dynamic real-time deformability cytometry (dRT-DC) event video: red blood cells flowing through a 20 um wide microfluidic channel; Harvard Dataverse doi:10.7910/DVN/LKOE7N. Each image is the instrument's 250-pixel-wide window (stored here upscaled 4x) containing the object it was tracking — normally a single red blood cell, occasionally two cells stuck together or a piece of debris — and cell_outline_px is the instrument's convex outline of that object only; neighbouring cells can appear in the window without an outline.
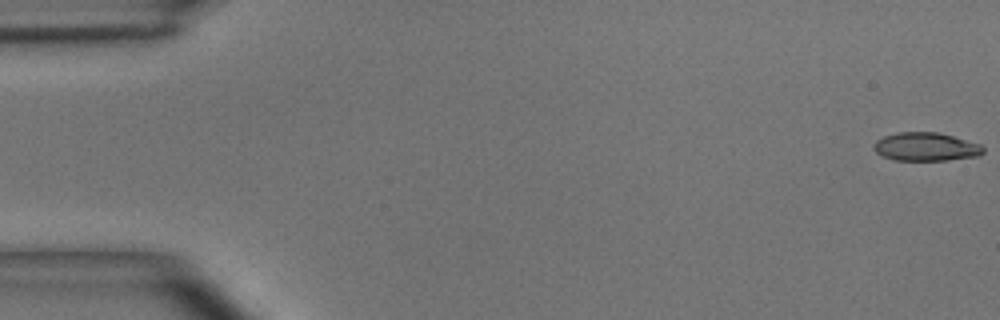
{"species": "common noctule bat (a hibernating species)", "species_latin": "Nyctalus noctula", "temperature_condition": "room temperature", "stored_images_in_passage": 47, "camera_frame_rate_fps": 3000, "um_per_image_px": 0.085, "animal": {"sex": "male", "body_mass_g": 15.6}, "frame": {"image": 1, "passage_image": 1, "time_ms": 0.0, "image_size_px": [1000, 320], "cell_outline_px": [[984, 152], [980, 156], [948, 160], [896, 160], [884, 156], [876, 152], [872, 148], [872, 144], [876, 140], [884, 136], [896, 132], [936, 132], [952, 136], [980, 144], [984, 148]], "centroid_in_image_um": [78.69, 12.47], "position_along_channel_um": 6.3, "area_um2": 18.15}}
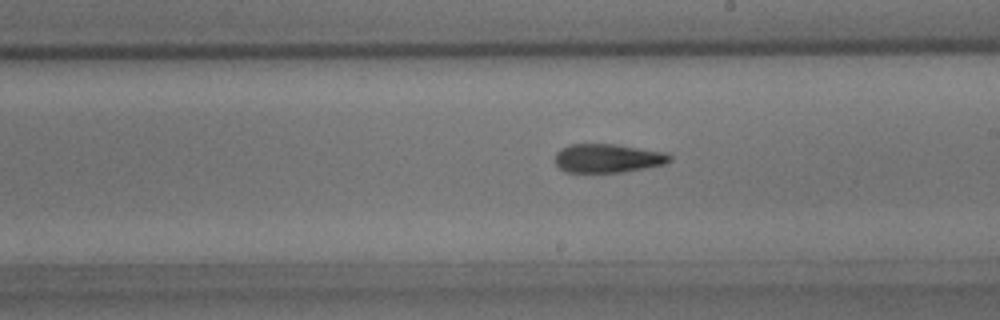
{"frame": {"image": 2, "passage_image": 29, "time_ms": 9.333, "image_size_px": [1000, 320], "cell_outline_px": [[672, 160], [664, 164], [624, 172], [568, 172], [560, 168], [556, 164], [556, 152], [560, 148], [572, 144], [616, 144], [664, 152], [672, 156]], "centroid_in_image_um": [51.66, 13.44], "position_along_channel_um": 237.3, "area_um2": 19.13}}
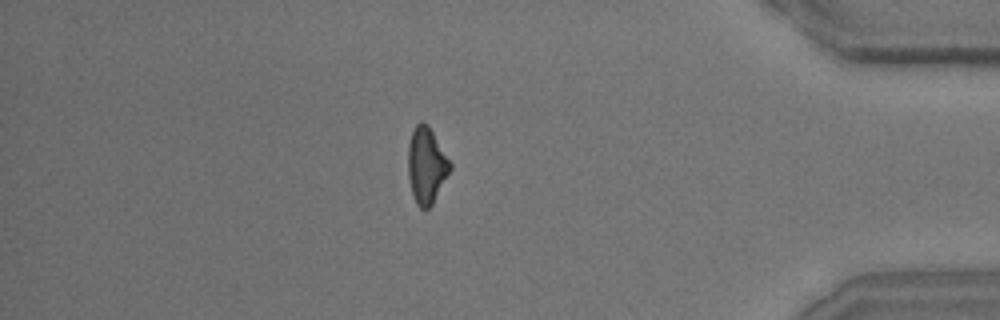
{"frame": {"image": 3, "passage_image": 44, "time_ms": 14.333, "image_size_px": [1000, 320], "cell_outline_px": [[452, 168], [432, 204], [424, 212], [416, 204], [412, 196], [408, 176], [408, 144], [412, 132], [416, 124], [420, 120], [428, 124], [452, 164]], "centroid_in_image_um": [36.23, 14.07], "position_along_channel_um": 399.0, "area_um2": 18.84}, "authors_computed_cell_mechanics": {"area_um2": 19.2474, "velocity_mm_per_s": 3.9705, "shape_relaxation_time_tau1_ms": 6.4932, "shape_relaxation_time_tau2_ms": 5.477, "deformation_change_tau1": 0.1873, "deformation_change_tau2": 0.1677}}